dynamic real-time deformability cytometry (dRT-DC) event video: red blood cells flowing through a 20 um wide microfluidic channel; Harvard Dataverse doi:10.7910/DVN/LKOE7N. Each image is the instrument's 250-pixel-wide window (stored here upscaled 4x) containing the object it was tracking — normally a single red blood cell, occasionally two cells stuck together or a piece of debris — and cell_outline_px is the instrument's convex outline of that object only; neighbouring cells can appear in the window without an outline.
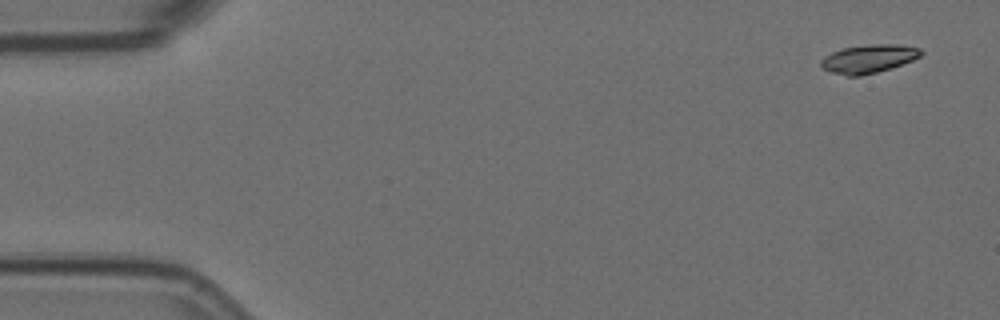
{"species": "Egyptian fruit bat (a non-hibernating species)", "species_latin": "Rousettus aegyptiacus", "temperature_condition": "room temperature", "stored_images_in_passage": 3, "camera_frame_rate_fps": 3000, "um_per_image_px": 0.085, "animal": {"sex": "female"}, "frame": {"image": 1, "passage_image": 1, "time_ms": 0.0, "image_size_px": [1000, 320], "cell_outline_px": [[924, 52], [920, 56], [912, 60], [876, 72], [860, 76], [848, 76], [832, 72], [824, 68], [820, 64], [820, 60], [824, 56], [832, 52], [844, 48], [872, 44], [896, 44], [920, 48]], "centroid_in_image_um": [73.82, 4.99], "position_along_channel_um": 11.2, "area_um2": 16.24}}